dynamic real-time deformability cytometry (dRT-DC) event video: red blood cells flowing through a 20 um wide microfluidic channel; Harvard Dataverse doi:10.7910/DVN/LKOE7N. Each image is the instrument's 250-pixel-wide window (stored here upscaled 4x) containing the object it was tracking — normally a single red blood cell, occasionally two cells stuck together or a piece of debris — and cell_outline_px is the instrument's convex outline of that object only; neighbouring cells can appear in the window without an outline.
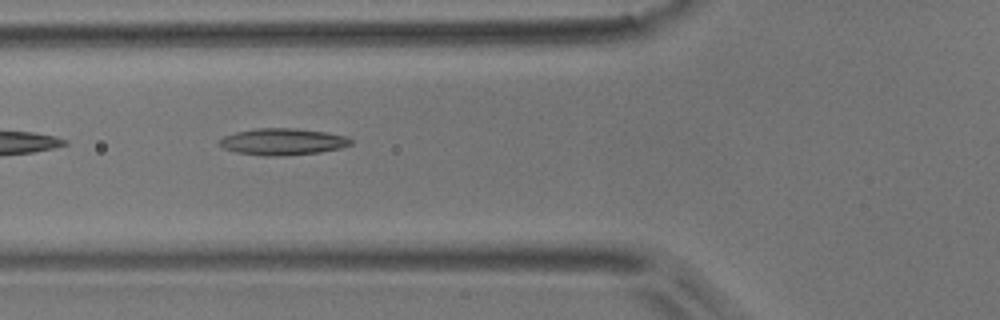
{"species": "common noctule bat (a hibernating species)", "species_latin": "Nyctalus noctula", "temperature_condition": "room temperature", "stored_images_in_passage": 5, "camera_frame_rate_fps": 3000, "um_per_image_px": 0.085, "animal": {"sex": "male", "body_mass_g": 17.9}, "frame": {"image": 1, "passage_image": 2, "time_ms": 1.0, "image_size_px": [1000, 320], "cell_outline_px": [[352, 144], [340, 148], [320, 152], [280, 156], [264, 156], [236, 152], [224, 148], [220, 144], [220, 140], [224, 136], [236, 132], [256, 128], [296, 128], [324, 132], [348, 136], [352, 140]], "centroid_in_image_um": [24.05, 12.04], "position_along_channel_um": 101.7, "area_um2": 20.35}}
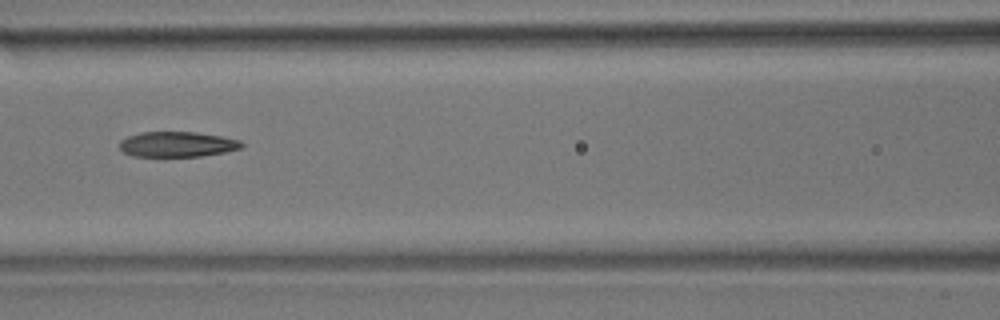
{"frame": {"image": 2, "passage_image": 3, "time_ms": 2.333, "image_size_px": [1000, 320], "cell_outline_px": [[244, 144], [240, 148], [224, 152], [200, 156], [132, 156], [124, 152], [120, 148], [120, 140], [128, 136], [140, 132], [196, 132], [220, 136], [240, 140]], "centroid_in_image_um": [15.05, 12.26], "position_along_channel_um": 151.6, "area_um2": 17.86}}
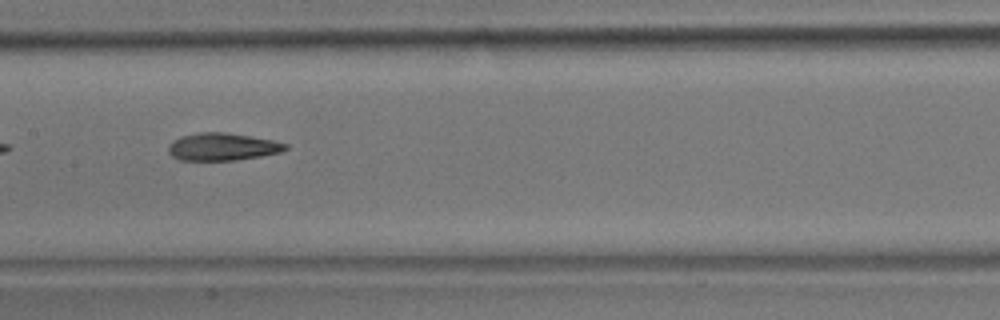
{"frame": {"image": 3, "passage_image": 4, "time_ms": 3.333, "image_size_px": [1000, 320], "cell_outline_px": [[288, 148], [280, 152], [260, 156], [236, 160], [180, 160], [172, 156], [168, 152], [168, 144], [172, 140], [180, 136], [200, 132], [224, 132], [272, 140], [288, 144]], "centroid_in_image_um": [18.86, 12.47], "position_along_channel_um": 188.5, "area_um2": 18.73}}